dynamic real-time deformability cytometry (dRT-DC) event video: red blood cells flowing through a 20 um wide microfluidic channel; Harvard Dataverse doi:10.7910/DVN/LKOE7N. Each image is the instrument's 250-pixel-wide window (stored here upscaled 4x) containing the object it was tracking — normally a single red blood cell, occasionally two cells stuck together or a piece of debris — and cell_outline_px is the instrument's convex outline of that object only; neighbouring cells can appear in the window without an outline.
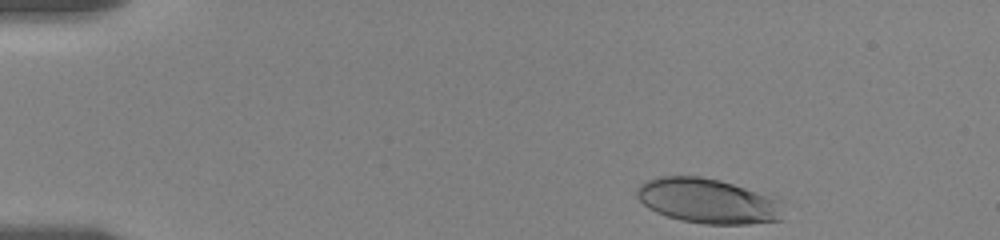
{"species": "human", "species_latin": "Homo sapiens", "temperature_condition": "room temperature", "stored_images_in_passage": 19, "camera_frame_rate_fps": 3000, "um_per_image_px": 0.085, "donor": {"sex": "female"}, "frame": {"image": 1, "passage_image": 1, "time_ms": 0.0, "image_size_px": [1000, 240], "cell_outline_px": [[784, 220], [748, 224], [704, 224], [680, 220], [656, 212], [648, 208], [636, 196], [636, 188], [640, 184], [648, 180], [660, 176], [700, 176], [720, 180], [780, 200]], "centroid_in_image_um": [60.15, 17.09], "position_along_channel_um": 24.8, "area_um2": 38.21}}
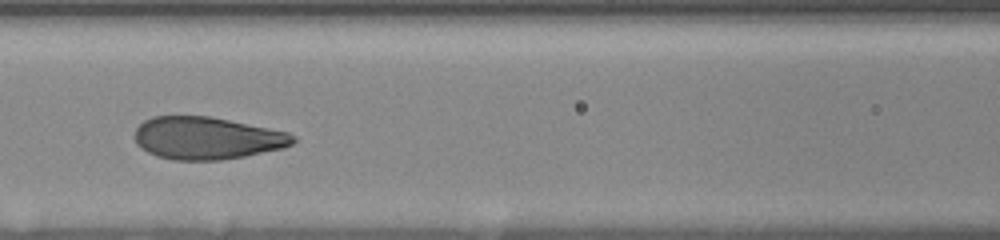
{"frame": {"image": 2, "passage_image": 11, "time_ms": 6.0, "image_size_px": [1000, 240], "cell_outline_px": [[296, 140], [292, 144], [284, 148], [244, 156], [220, 160], [172, 160], [156, 156], [140, 148], [136, 144], [136, 128], [144, 120], [152, 116], [208, 116], [288, 132], [296, 136]], "centroid_in_image_um": [17.57, 11.75], "position_along_channel_um": 149.0, "area_um2": 39.07}}
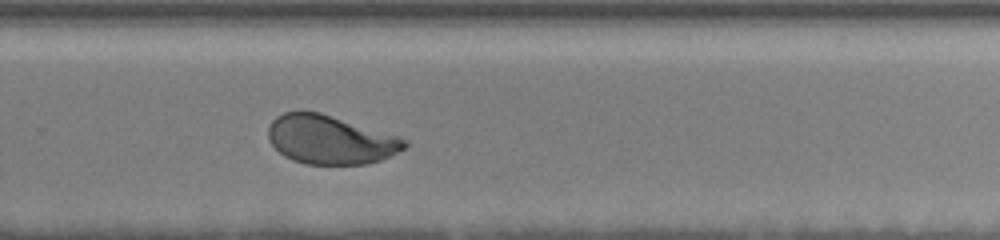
{"frame": {"image": 3, "passage_image": 19, "time_ms": 10.333, "image_size_px": [1000, 240], "cell_outline_px": [[408, 144], [404, 148], [392, 156], [380, 160], [364, 164], [304, 164], [292, 160], [284, 156], [268, 140], [268, 124], [276, 116], [284, 112], [300, 108], [320, 112], [400, 136], [408, 140]], "centroid_in_image_um": [28.05, 11.84], "position_along_channel_um": 301.8, "area_um2": 39.42}}